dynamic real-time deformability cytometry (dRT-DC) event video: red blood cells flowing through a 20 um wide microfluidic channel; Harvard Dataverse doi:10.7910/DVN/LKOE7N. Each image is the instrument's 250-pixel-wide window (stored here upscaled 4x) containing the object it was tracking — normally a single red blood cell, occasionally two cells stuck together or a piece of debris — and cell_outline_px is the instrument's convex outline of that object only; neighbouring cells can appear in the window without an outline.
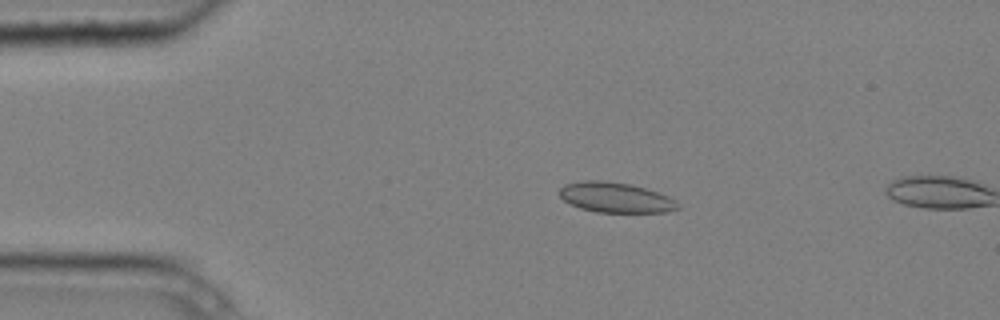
{"species": "common noctule bat (a hibernating species)", "species_latin": "Nyctalus noctula", "temperature_condition": "cold", "stored_images_in_passage": 4, "camera_frame_rate_fps": 3000, "um_per_image_px": 0.085, "animal": {"sex": "male", "body_mass_g": 20.4}, "frame": {"image": 1, "passage_image": 3, "time_ms": 0.667, "image_size_px": [1000, 320], "cell_outline_px": [[680, 208], [668, 212], [596, 212], [580, 208], [564, 200], [560, 196], [560, 188], [564, 184], [584, 180], [600, 180], [628, 184], [644, 188], [668, 196], [676, 200], [680, 204]], "centroid_in_image_um": [52.34, 16.79], "position_along_channel_um": 32.7, "area_um2": 20.69}}